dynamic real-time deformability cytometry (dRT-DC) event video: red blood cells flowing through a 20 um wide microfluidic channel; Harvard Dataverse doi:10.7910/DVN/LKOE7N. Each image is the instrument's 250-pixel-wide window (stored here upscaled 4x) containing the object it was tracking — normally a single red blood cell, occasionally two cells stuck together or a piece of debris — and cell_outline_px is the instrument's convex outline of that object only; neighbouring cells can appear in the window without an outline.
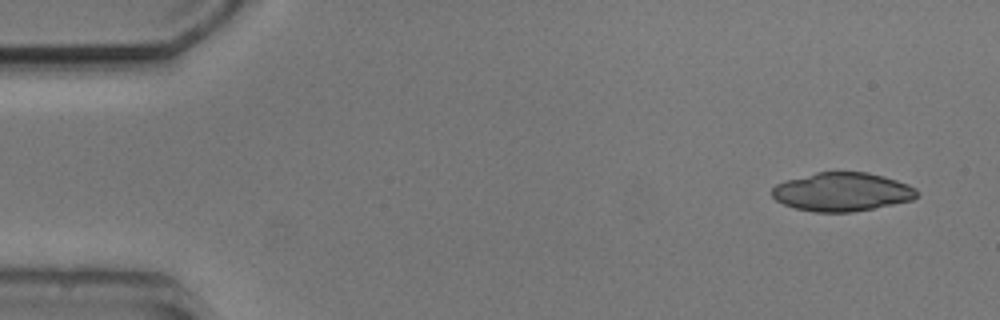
{"species": "common noctule bat (a hibernating species)", "species_latin": "Nyctalus noctula", "temperature_condition": "cold", "stored_images_in_passage": 5, "segment_of_instrument_passage": [1, 2], "camera_frame_rate_fps": 3000, "um_per_image_px": 0.085, "animal": {"sex": "male", "body_mass_g": 20.5, "forearm_length_mm": 52.5}, "frame": {"image": 1, "passage_image": 1, "time_ms": 0.0, "image_size_px": [1000, 320], "cell_outline_px": [[920, 196], [912, 200], [852, 212], [816, 212], [796, 208], [784, 204], [776, 200], [772, 196], [772, 188], [776, 184], [784, 180], [816, 172], [868, 172], [884, 176], [908, 184], [916, 188], [920, 192]], "centroid_in_image_um": [71.59, 16.3], "position_along_channel_um": 13.4, "area_um2": 32.71}}